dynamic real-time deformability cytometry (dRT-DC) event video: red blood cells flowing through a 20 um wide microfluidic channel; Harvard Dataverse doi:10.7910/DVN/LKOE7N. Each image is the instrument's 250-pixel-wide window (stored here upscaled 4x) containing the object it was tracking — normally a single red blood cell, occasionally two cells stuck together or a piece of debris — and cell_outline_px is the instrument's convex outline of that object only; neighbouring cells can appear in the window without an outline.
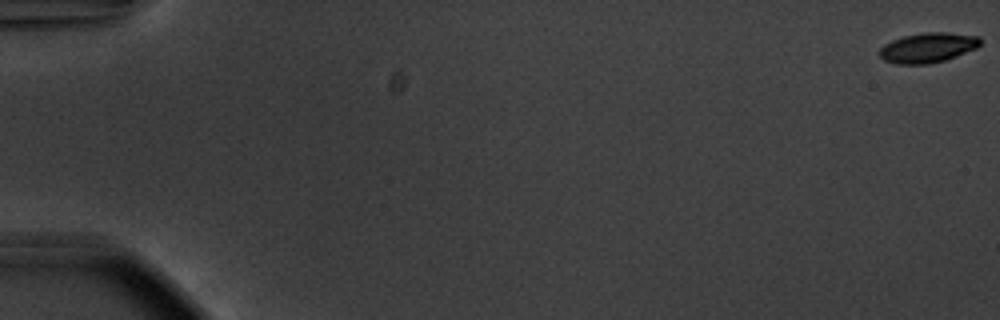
{"species": "common noctule bat (a hibernating species)", "species_latin": "Nyctalus noctula", "temperature_condition": "warm", "stored_images_in_passage": 15, "camera_frame_rate_fps": 3000, "um_per_image_px": 0.085, "animal": {"sex": "male", "body_mass_g": 20.1, "forearm_length_mm": 53.5}, "frame": {"image": 1, "passage_image": 1, "time_ms": 0.0, "image_size_px": [1000, 320], "cell_outline_px": [[980, 44], [976, 48], [956, 56], [944, 60], [928, 64], [896, 64], [884, 60], [880, 56], [880, 48], [884, 44], [892, 40], [904, 36], [924, 32], [944, 32], [980, 36]], "centroid_in_image_um": [78.86, 4.05], "position_along_channel_um": 6.1, "area_um2": 17.46}}